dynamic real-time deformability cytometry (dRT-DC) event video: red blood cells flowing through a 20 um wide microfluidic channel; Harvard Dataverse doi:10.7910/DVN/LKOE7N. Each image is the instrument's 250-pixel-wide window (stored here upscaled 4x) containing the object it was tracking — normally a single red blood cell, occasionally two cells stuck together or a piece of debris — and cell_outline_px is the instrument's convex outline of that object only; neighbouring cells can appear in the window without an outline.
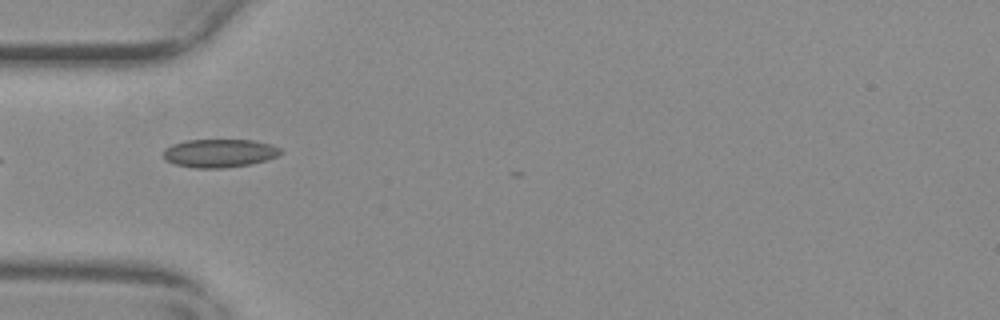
{"species": "common noctule bat (a hibernating species)", "species_latin": "Nyctalus noctula", "temperature_condition": "warm", "stored_images_in_passage": 4, "camera_frame_rate_fps": 3000, "um_per_image_px": 0.085, "animal": {"sex": "female", "body_mass_g": 29.2, "forearm_length_mm": 56.3}, "frame": {"image": 1, "passage_image": 3, "time_ms": 0.667, "image_size_px": [1000, 320], "cell_outline_px": [[284, 152], [268, 160], [248, 164], [224, 168], [196, 168], [176, 164], [164, 160], [164, 148], [172, 144], [184, 140], [252, 140], [272, 144], [280, 148]], "centroid_in_image_um": [18.65, 13.01], "position_along_channel_um": 66.3, "area_um2": 19.42}}